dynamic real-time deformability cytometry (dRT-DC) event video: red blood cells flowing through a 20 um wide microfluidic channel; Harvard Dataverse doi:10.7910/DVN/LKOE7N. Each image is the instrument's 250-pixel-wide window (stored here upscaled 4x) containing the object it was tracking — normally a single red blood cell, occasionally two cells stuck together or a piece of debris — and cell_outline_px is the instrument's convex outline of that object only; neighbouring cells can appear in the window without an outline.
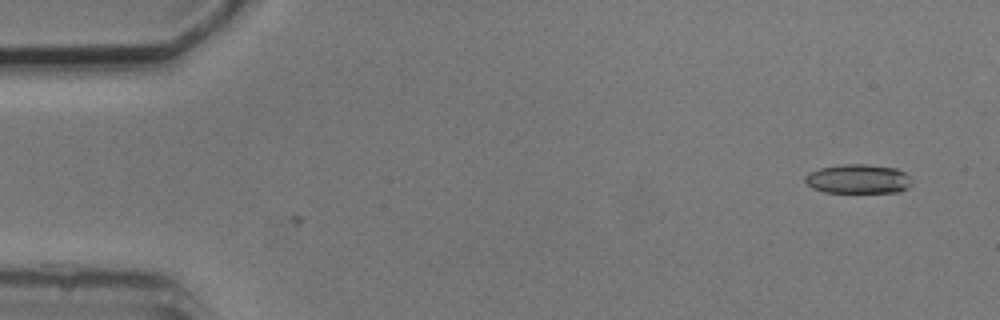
{"species": "common noctule bat (a hibernating species)", "species_latin": "Nyctalus noctula", "temperature_condition": "cold", "stored_images_in_passage": 2, "camera_frame_rate_fps": 3000, "um_per_image_px": 0.085, "animal": {"sex": "male", "body_mass_g": 20.5, "forearm_length_mm": 52.5}, "frame": {"image": 1, "passage_image": 2, "time_ms": 1.333, "image_size_px": [1000, 320], "cell_outline_px": [[912, 184], [908, 188], [900, 192], [824, 192], [812, 188], [804, 180], [804, 176], [808, 172], [820, 168], [844, 164], [868, 164], [896, 168], [904, 172], [912, 180]], "centroid_in_image_um": [72.95, 15.21], "position_along_channel_um": 12.1, "area_um2": 18.32}}